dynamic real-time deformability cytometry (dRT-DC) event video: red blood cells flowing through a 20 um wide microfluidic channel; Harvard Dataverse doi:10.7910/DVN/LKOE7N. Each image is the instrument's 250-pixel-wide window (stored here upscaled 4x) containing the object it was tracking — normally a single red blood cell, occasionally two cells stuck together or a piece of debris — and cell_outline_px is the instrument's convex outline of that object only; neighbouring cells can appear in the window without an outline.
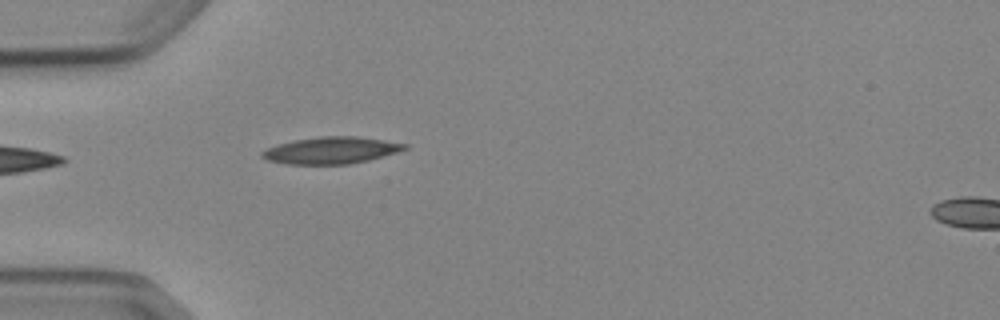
{"species": "Egyptian fruit bat (a non-hibernating species)", "species_latin": "Rousettus aegyptiacus", "temperature_condition": "cold", "stored_images_in_passage": 5, "segment_of_instrument_passage": [1, 2], "camera_frame_rate_fps": 3000, "um_per_image_px": 0.085, "animal": {"sex": "female"}, "frame": {"image": 1, "passage_image": 4, "time_ms": 3.667, "image_size_px": [1000, 320], "cell_outline_px": [[408, 148], [396, 152], [368, 160], [348, 164], [288, 164], [268, 160], [260, 156], [260, 152], [268, 148], [280, 144], [296, 140], [320, 136], [356, 136], [408, 144]], "centroid_in_image_um": [28.14, 12.78], "position_along_channel_um": 56.9, "area_um2": 21.96}}